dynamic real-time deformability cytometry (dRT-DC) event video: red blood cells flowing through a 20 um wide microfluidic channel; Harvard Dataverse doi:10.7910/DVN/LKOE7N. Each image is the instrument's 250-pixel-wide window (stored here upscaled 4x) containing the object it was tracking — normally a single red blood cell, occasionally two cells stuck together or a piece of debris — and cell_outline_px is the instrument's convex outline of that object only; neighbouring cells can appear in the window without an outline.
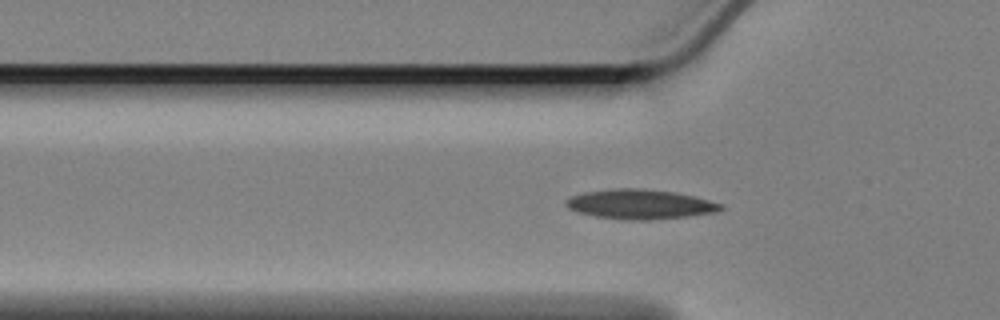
{"species": "Egyptian fruit bat (a non-hibernating species)", "species_latin": "Rousettus aegyptiacus", "temperature_condition": "cold", "stored_images_in_passage": 60, "camera_frame_rate_fps": 3000, "um_per_image_px": 0.085, "animal": {"sex": "female"}, "frame": {"image": 1, "passage_image": 18, "time_ms": 5.667, "image_size_px": [1000, 320], "cell_outline_px": [[724, 208], [720, 212], [688, 216], [648, 220], [628, 220], [596, 216], [576, 212], [568, 208], [564, 204], [572, 196], [584, 192], [612, 188], [640, 188], [676, 192], [724, 204]], "centroid_in_image_um": [54.43, 17.36], "position_along_channel_um": 71.4, "area_um2": 26.82}}
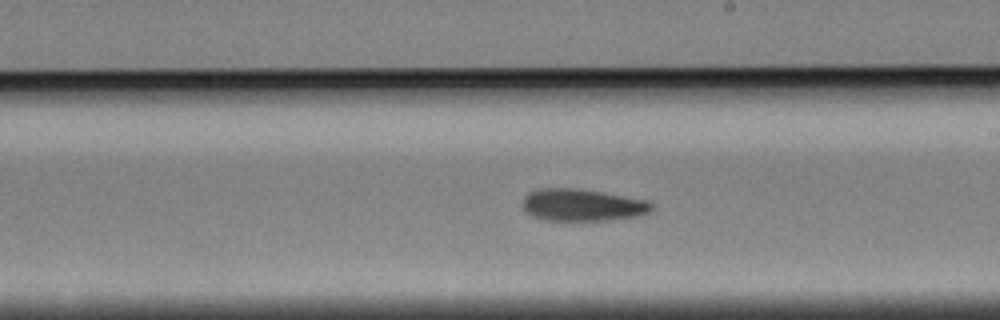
{"frame": {"image": 2, "passage_image": 33, "time_ms": 10.667, "image_size_px": [1000, 320], "cell_outline_px": [[652, 208], [648, 212], [640, 216], [604, 220], [544, 220], [532, 216], [524, 208], [524, 196], [528, 192], [540, 188], [580, 188], [648, 200], [652, 204]], "centroid_in_image_um": [49.5, 17.41], "position_along_channel_um": 239.5, "area_um2": 24.1}}
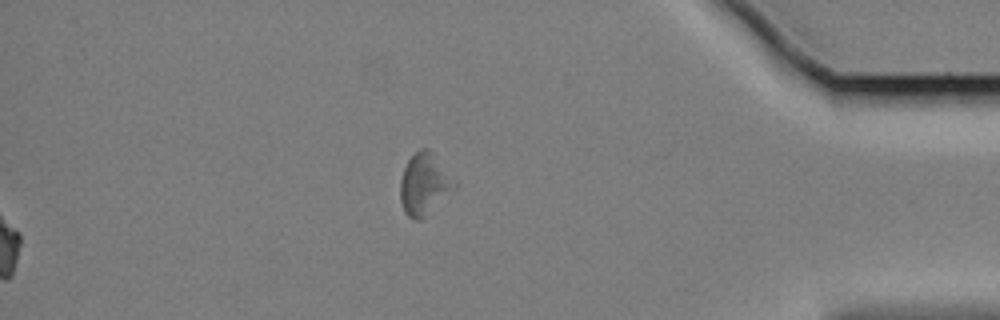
{"frame": {"image": 3, "passage_image": 60, "time_ms": 19.667, "image_size_px": [1000, 320], "cell_outline_px": [[448, 188], [424, 216], [420, 220], [416, 220], [408, 216], [404, 212], [400, 200], [400, 180], [404, 168], [408, 160], [420, 148], [428, 148], [448, 184]], "centroid_in_image_um": [35.8, 15.68], "position_along_channel_um": 399.4, "area_um2": 16.76}, "authors_computed_cell_mechanics": {"area_um2": 23.7847, "velocity_mm_per_s": 3.3446, "shape_relaxation_time_tau1_ms": 8.2548, "shape_relaxation_time_tau2_ms": null, "deformation_change_tau1": 0.157, "deformation_change_tau2": null}}